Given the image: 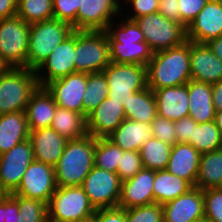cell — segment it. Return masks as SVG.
<instances>
[{
    "mask_svg": "<svg viewBox=\"0 0 222 222\" xmlns=\"http://www.w3.org/2000/svg\"><path fill=\"white\" fill-rule=\"evenodd\" d=\"M146 75L147 87L152 91L187 84L191 80L190 41L153 53Z\"/></svg>",
    "mask_w": 222,
    "mask_h": 222,
    "instance_id": "6da1fadb",
    "label": "cell"
},
{
    "mask_svg": "<svg viewBox=\"0 0 222 222\" xmlns=\"http://www.w3.org/2000/svg\"><path fill=\"white\" fill-rule=\"evenodd\" d=\"M116 25L111 22L105 30L111 62L146 66L153 52L145 42L138 24L135 20L123 19Z\"/></svg>",
    "mask_w": 222,
    "mask_h": 222,
    "instance_id": "7a4b0ae2",
    "label": "cell"
},
{
    "mask_svg": "<svg viewBox=\"0 0 222 222\" xmlns=\"http://www.w3.org/2000/svg\"><path fill=\"white\" fill-rule=\"evenodd\" d=\"M95 138L91 135L68 140L54 167L57 187L82 186L94 167Z\"/></svg>",
    "mask_w": 222,
    "mask_h": 222,
    "instance_id": "3957f363",
    "label": "cell"
},
{
    "mask_svg": "<svg viewBox=\"0 0 222 222\" xmlns=\"http://www.w3.org/2000/svg\"><path fill=\"white\" fill-rule=\"evenodd\" d=\"M95 212L82 186L57 187L47 204L48 222H90Z\"/></svg>",
    "mask_w": 222,
    "mask_h": 222,
    "instance_id": "277c9868",
    "label": "cell"
},
{
    "mask_svg": "<svg viewBox=\"0 0 222 222\" xmlns=\"http://www.w3.org/2000/svg\"><path fill=\"white\" fill-rule=\"evenodd\" d=\"M38 86L35 70L8 68L0 75V115L25 111Z\"/></svg>",
    "mask_w": 222,
    "mask_h": 222,
    "instance_id": "5b68a950",
    "label": "cell"
},
{
    "mask_svg": "<svg viewBox=\"0 0 222 222\" xmlns=\"http://www.w3.org/2000/svg\"><path fill=\"white\" fill-rule=\"evenodd\" d=\"M76 72L100 73L110 63L109 43L105 31L75 30Z\"/></svg>",
    "mask_w": 222,
    "mask_h": 222,
    "instance_id": "8992f818",
    "label": "cell"
},
{
    "mask_svg": "<svg viewBox=\"0 0 222 222\" xmlns=\"http://www.w3.org/2000/svg\"><path fill=\"white\" fill-rule=\"evenodd\" d=\"M72 32L73 28L69 23L54 18L32 23L27 68L35 70Z\"/></svg>",
    "mask_w": 222,
    "mask_h": 222,
    "instance_id": "52a82bcc",
    "label": "cell"
},
{
    "mask_svg": "<svg viewBox=\"0 0 222 222\" xmlns=\"http://www.w3.org/2000/svg\"><path fill=\"white\" fill-rule=\"evenodd\" d=\"M30 25L17 15L0 20V57L9 68H27Z\"/></svg>",
    "mask_w": 222,
    "mask_h": 222,
    "instance_id": "ba28073f",
    "label": "cell"
},
{
    "mask_svg": "<svg viewBox=\"0 0 222 222\" xmlns=\"http://www.w3.org/2000/svg\"><path fill=\"white\" fill-rule=\"evenodd\" d=\"M153 53L182 45L187 41L186 28L159 12L135 19Z\"/></svg>",
    "mask_w": 222,
    "mask_h": 222,
    "instance_id": "9c48e42d",
    "label": "cell"
},
{
    "mask_svg": "<svg viewBox=\"0 0 222 222\" xmlns=\"http://www.w3.org/2000/svg\"><path fill=\"white\" fill-rule=\"evenodd\" d=\"M102 72L108 84V98L121 106L135 92L147 87L146 66L111 62Z\"/></svg>",
    "mask_w": 222,
    "mask_h": 222,
    "instance_id": "30bf717a",
    "label": "cell"
},
{
    "mask_svg": "<svg viewBox=\"0 0 222 222\" xmlns=\"http://www.w3.org/2000/svg\"><path fill=\"white\" fill-rule=\"evenodd\" d=\"M122 181L117 173L93 167L82 187L95 209L118 207Z\"/></svg>",
    "mask_w": 222,
    "mask_h": 222,
    "instance_id": "8fae6325",
    "label": "cell"
},
{
    "mask_svg": "<svg viewBox=\"0 0 222 222\" xmlns=\"http://www.w3.org/2000/svg\"><path fill=\"white\" fill-rule=\"evenodd\" d=\"M33 160V148L28 139L0 155V189L4 194H11L18 188Z\"/></svg>",
    "mask_w": 222,
    "mask_h": 222,
    "instance_id": "7c38bea8",
    "label": "cell"
},
{
    "mask_svg": "<svg viewBox=\"0 0 222 222\" xmlns=\"http://www.w3.org/2000/svg\"><path fill=\"white\" fill-rule=\"evenodd\" d=\"M56 189L54 167L34 159L25 171L20 185L12 194L48 204Z\"/></svg>",
    "mask_w": 222,
    "mask_h": 222,
    "instance_id": "4fadbf2b",
    "label": "cell"
},
{
    "mask_svg": "<svg viewBox=\"0 0 222 222\" xmlns=\"http://www.w3.org/2000/svg\"><path fill=\"white\" fill-rule=\"evenodd\" d=\"M74 53L75 30L35 69L38 85L44 87L53 80L76 73Z\"/></svg>",
    "mask_w": 222,
    "mask_h": 222,
    "instance_id": "5bb4252c",
    "label": "cell"
},
{
    "mask_svg": "<svg viewBox=\"0 0 222 222\" xmlns=\"http://www.w3.org/2000/svg\"><path fill=\"white\" fill-rule=\"evenodd\" d=\"M87 85V73H72L56 79L44 87L52 95L57 106L84 116L83 98Z\"/></svg>",
    "mask_w": 222,
    "mask_h": 222,
    "instance_id": "9a60e30c",
    "label": "cell"
},
{
    "mask_svg": "<svg viewBox=\"0 0 222 222\" xmlns=\"http://www.w3.org/2000/svg\"><path fill=\"white\" fill-rule=\"evenodd\" d=\"M120 0H82L77 11V30L105 31L107 26L122 16ZM121 5V6H120Z\"/></svg>",
    "mask_w": 222,
    "mask_h": 222,
    "instance_id": "2e32d148",
    "label": "cell"
},
{
    "mask_svg": "<svg viewBox=\"0 0 222 222\" xmlns=\"http://www.w3.org/2000/svg\"><path fill=\"white\" fill-rule=\"evenodd\" d=\"M162 208L163 222H204L203 190L193 187Z\"/></svg>",
    "mask_w": 222,
    "mask_h": 222,
    "instance_id": "e0dca14e",
    "label": "cell"
},
{
    "mask_svg": "<svg viewBox=\"0 0 222 222\" xmlns=\"http://www.w3.org/2000/svg\"><path fill=\"white\" fill-rule=\"evenodd\" d=\"M222 35V3L209 0L186 28L187 40L207 43Z\"/></svg>",
    "mask_w": 222,
    "mask_h": 222,
    "instance_id": "ac0fdd59",
    "label": "cell"
},
{
    "mask_svg": "<svg viewBox=\"0 0 222 222\" xmlns=\"http://www.w3.org/2000/svg\"><path fill=\"white\" fill-rule=\"evenodd\" d=\"M154 178V170L142 168L133 178L123 181L118 207L131 209L154 203Z\"/></svg>",
    "mask_w": 222,
    "mask_h": 222,
    "instance_id": "d6986e66",
    "label": "cell"
},
{
    "mask_svg": "<svg viewBox=\"0 0 222 222\" xmlns=\"http://www.w3.org/2000/svg\"><path fill=\"white\" fill-rule=\"evenodd\" d=\"M125 119L124 107L107 97L87 115V133L96 139L107 138Z\"/></svg>",
    "mask_w": 222,
    "mask_h": 222,
    "instance_id": "ffe728a7",
    "label": "cell"
},
{
    "mask_svg": "<svg viewBox=\"0 0 222 222\" xmlns=\"http://www.w3.org/2000/svg\"><path fill=\"white\" fill-rule=\"evenodd\" d=\"M190 72L191 79L214 84L222 80V61L206 43L190 41Z\"/></svg>",
    "mask_w": 222,
    "mask_h": 222,
    "instance_id": "44dd1931",
    "label": "cell"
},
{
    "mask_svg": "<svg viewBox=\"0 0 222 222\" xmlns=\"http://www.w3.org/2000/svg\"><path fill=\"white\" fill-rule=\"evenodd\" d=\"M28 140L33 148L34 159L52 167L58 163L68 141L51 127L31 130Z\"/></svg>",
    "mask_w": 222,
    "mask_h": 222,
    "instance_id": "7402d4cb",
    "label": "cell"
},
{
    "mask_svg": "<svg viewBox=\"0 0 222 222\" xmlns=\"http://www.w3.org/2000/svg\"><path fill=\"white\" fill-rule=\"evenodd\" d=\"M157 115L177 121L189 116V94L187 84L164 87L153 91Z\"/></svg>",
    "mask_w": 222,
    "mask_h": 222,
    "instance_id": "603a6c76",
    "label": "cell"
},
{
    "mask_svg": "<svg viewBox=\"0 0 222 222\" xmlns=\"http://www.w3.org/2000/svg\"><path fill=\"white\" fill-rule=\"evenodd\" d=\"M200 156L201 153L189 143H176L172 147L166 170L195 187Z\"/></svg>",
    "mask_w": 222,
    "mask_h": 222,
    "instance_id": "cb8c5ba5",
    "label": "cell"
},
{
    "mask_svg": "<svg viewBox=\"0 0 222 222\" xmlns=\"http://www.w3.org/2000/svg\"><path fill=\"white\" fill-rule=\"evenodd\" d=\"M57 105L45 87L38 88L31 94L25 109L29 130L50 127Z\"/></svg>",
    "mask_w": 222,
    "mask_h": 222,
    "instance_id": "d4e9b609",
    "label": "cell"
},
{
    "mask_svg": "<svg viewBox=\"0 0 222 222\" xmlns=\"http://www.w3.org/2000/svg\"><path fill=\"white\" fill-rule=\"evenodd\" d=\"M151 137V123L125 119L107 138L123 151H140Z\"/></svg>",
    "mask_w": 222,
    "mask_h": 222,
    "instance_id": "484cf974",
    "label": "cell"
},
{
    "mask_svg": "<svg viewBox=\"0 0 222 222\" xmlns=\"http://www.w3.org/2000/svg\"><path fill=\"white\" fill-rule=\"evenodd\" d=\"M189 116L197 123L214 121L215 107L212 101V84L191 79L187 83Z\"/></svg>",
    "mask_w": 222,
    "mask_h": 222,
    "instance_id": "4316f807",
    "label": "cell"
},
{
    "mask_svg": "<svg viewBox=\"0 0 222 222\" xmlns=\"http://www.w3.org/2000/svg\"><path fill=\"white\" fill-rule=\"evenodd\" d=\"M30 134L25 111L0 115V155L18 143L27 140Z\"/></svg>",
    "mask_w": 222,
    "mask_h": 222,
    "instance_id": "83f0119b",
    "label": "cell"
},
{
    "mask_svg": "<svg viewBox=\"0 0 222 222\" xmlns=\"http://www.w3.org/2000/svg\"><path fill=\"white\" fill-rule=\"evenodd\" d=\"M193 186L166 169L155 171L153 182L154 203L165 204L188 192Z\"/></svg>",
    "mask_w": 222,
    "mask_h": 222,
    "instance_id": "f1b7e54d",
    "label": "cell"
},
{
    "mask_svg": "<svg viewBox=\"0 0 222 222\" xmlns=\"http://www.w3.org/2000/svg\"><path fill=\"white\" fill-rule=\"evenodd\" d=\"M123 107L128 120L151 123L157 115L156 100L153 91L148 87L135 92Z\"/></svg>",
    "mask_w": 222,
    "mask_h": 222,
    "instance_id": "f546056e",
    "label": "cell"
},
{
    "mask_svg": "<svg viewBox=\"0 0 222 222\" xmlns=\"http://www.w3.org/2000/svg\"><path fill=\"white\" fill-rule=\"evenodd\" d=\"M50 127L67 140H78L88 134L86 118L82 114L59 106Z\"/></svg>",
    "mask_w": 222,
    "mask_h": 222,
    "instance_id": "4dcf8cb0",
    "label": "cell"
},
{
    "mask_svg": "<svg viewBox=\"0 0 222 222\" xmlns=\"http://www.w3.org/2000/svg\"><path fill=\"white\" fill-rule=\"evenodd\" d=\"M222 185V148L203 153L195 187L201 190L219 188Z\"/></svg>",
    "mask_w": 222,
    "mask_h": 222,
    "instance_id": "1f68e13d",
    "label": "cell"
},
{
    "mask_svg": "<svg viewBox=\"0 0 222 222\" xmlns=\"http://www.w3.org/2000/svg\"><path fill=\"white\" fill-rule=\"evenodd\" d=\"M172 147L152 136L141 146L139 151L143 168L154 171L166 169Z\"/></svg>",
    "mask_w": 222,
    "mask_h": 222,
    "instance_id": "d6a6232c",
    "label": "cell"
},
{
    "mask_svg": "<svg viewBox=\"0 0 222 222\" xmlns=\"http://www.w3.org/2000/svg\"><path fill=\"white\" fill-rule=\"evenodd\" d=\"M188 143L201 154L215 151L222 148V133L214 121L197 123Z\"/></svg>",
    "mask_w": 222,
    "mask_h": 222,
    "instance_id": "836d02e7",
    "label": "cell"
},
{
    "mask_svg": "<svg viewBox=\"0 0 222 222\" xmlns=\"http://www.w3.org/2000/svg\"><path fill=\"white\" fill-rule=\"evenodd\" d=\"M123 150L108 138H95L94 166L117 173Z\"/></svg>",
    "mask_w": 222,
    "mask_h": 222,
    "instance_id": "e575fe53",
    "label": "cell"
},
{
    "mask_svg": "<svg viewBox=\"0 0 222 222\" xmlns=\"http://www.w3.org/2000/svg\"><path fill=\"white\" fill-rule=\"evenodd\" d=\"M84 93V117L98 107L108 97V84L103 72L87 74V85Z\"/></svg>",
    "mask_w": 222,
    "mask_h": 222,
    "instance_id": "d590c367",
    "label": "cell"
},
{
    "mask_svg": "<svg viewBox=\"0 0 222 222\" xmlns=\"http://www.w3.org/2000/svg\"><path fill=\"white\" fill-rule=\"evenodd\" d=\"M16 15L30 24L53 19V0H18Z\"/></svg>",
    "mask_w": 222,
    "mask_h": 222,
    "instance_id": "8d00e7d4",
    "label": "cell"
},
{
    "mask_svg": "<svg viewBox=\"0 0 222 222\" xmlns=\"http://www.w3.org/2000/svg\"><path fill=\"white\" fill-rule=\"evenodd\" d=\"M17 222H48L47 204L37 199L19 196Z\"/></svg>",
    "mask_w": 222,
    "mask_h": 222,
    "instance_id": "74e56055",
    "label": "cell"
},
{
    "mask_svg": "<svg viewBox=\"0 0 222 222\" xmlns=\"http://www.w3.org/2000/svg\"><path fill=\"white\" fill-rule=\"evenodd\" d=\"M204 222H222V190L209 188L203 190Z\"/></svg>",
    "mask_w": 222,
    "mask_h": 222,
    "instance_id": "f35d334b",
    "label": "cell"
},
{
    "mask_svg": "<svg viewBox=\"0 0 222 222\" xmlns=\"http://www.w3.org/2000/svg\"><path fill=\"white\" fill-rule=\"evenodd\" d=\"M127 222H163L161 204L152 203L131 209H126Z\"/></svg>",
    "mask_w": 222,
    "mask_h": 222,
    "instance_id": "ab89813d",
    "label": "cell"
},
{
    "mask_svg": "<svg viewBox=\"0 0 222 222\" xmlns=\"http://www.w3.org/2000/svg\"><path fill=\"white\" fill-rule=\"evenodd\" d=\"M143 168L139 151H123L120 163L117 166V175L123 182L133 178Z\"/></svg>",
    "mask_w": 222,
    "mask_h": 222,
    "instance_id": "60d3db41",
    "label": "cell"
},
{
    "mask_svg": "<svg viewBox=\"0 0 222 222\" xmlns=\"http://www.w3.org/2000/svg\"><path fill=\"white\" fill-rule=\"evenodd\" d=\"M82 0H53V18L69 23L77 30V11Z\"/></svg>",
    "mask_w": 222,
    "mask_h": 222,
    "instance_id": "b9f144b4",
    "label": "cell"
},
{
    "mask_svg": "<svg viewBox=\"0 0 222 222\" xmlns=\"http://www.w3.org/2000/svg\"><path fill=\"white\" fill-rule=\"evenodd\" d=\"M152 136L164 143L174 146L177 143V137L174 133V121L156 115V118L151 122Z\"/></svg>",
    "mask_w": 222,
    "mask_h": 222,
    "instance_id": "7bdbcfd3",
    "label": "cell"
},
{
    "mask_svg": "<svg viewBox=\"0 0 222 222\" xmlns=\"http://www.w3.org/2000/svg\"><path fill=\"white\" fill-rule=\"evenodd\" d=\"M209 0H178L181 24L187 28Z\"/></svg>",
    "mask_w": 222,
    "mask_h": 222,
    "instance_id": "ee69618b",
    "label": "cell"
},
{
    "mask_svg": "<svg viewBox=\"0 0 222 222\" xmlns=\"http://www.w3.org/2000/svg\"><path fill=\"white\" fill-rule=\"evenodd\" d=\"M122 2L126 5L129 3L128 7H132L131 9H133L130 11L133 14L129 16V13H127V19L135 20L141 16L157 13L160 0H123Z\"/></svg>",
    "mask_w": 222,
    "mask_h": 222,
    "instance_id": "f6af8a7d",
    "label": "cell"
},
{
    "mask_svg": "<svg viewBox=\"0 0 222 222\" xmlns=\"http://www.w3.org/2000/svg\"><path fill=\"white\" fill-rule=\"evenodd\" d=\"M90 222H127L126 209L120 207L96 209Z\"/></svg>",
    "mask_w": 222,
    "mask_h": 222,
    "instance_id": "bcb514c9",
    "label": "cell"
},
{
    "mask_svg": "<svg viewBox=\"0 0 222 222\" xmlns=\"http://www.w3.org/2000/svg\"><path fill=\"white\" fill-rule=\"evenodd\" d=\"M19 216V196L2 194V217L4 222H17Z\"/></svg>",
    "mask_w": 222,
    "mask_h": 222,
    "instance_id": "7dc6e473",
    "label": "cell"
},
{
    "mask_svg": "<svg viewBox=\"0 0 222 222\" xmlns=\"http://www.w3.org/2000/svg\"><path fill=\"white\" fill-rule=\"evenodd\" d=\"M196 125L197 122L191 116L174 121V133L177 137V143H188L193 137V127Z\"/></svg>",
    "mask_w": 222,
    "mask_h": 222,
    "instance_id": "c3c4849f",
    "label": "cell"
},
{
    "mask_svg": "<svg viewBox=\"0 0 222 222\" xmlns=\"http://www.w3.org/2000/svg\"><path fill=\"white\" fill-rule=\"evenodd\" d=\"M158 12L165 18L181 24V16L178 10V0H160Z\"/></svg>",
    "mask_w": 222,
    "mask_h": 222,
    "instance_id": "681fc988",
    "label": "cell"
},
{
    "mask_svg": "<svg viewBox=\"0 0 222 222\" xmlns=\"http://www.w3.org/2000/svg\"><path fill=\"white\" fill-rule=\"evenodd\" d=\"M17 1L18 0H0V20L16 15Z\"/></svg>",
    "mask_w": 222,
    "mask_h": 222,
    "instance_id": "f907efd6",
    "label": "cell"
},
{
    "mask_svg": "<svg viewBox=\"0 0 222 222\" xmlns=\"http://www.w3.org/2000/svg\"><path fill=\"white\" fill-rule=\"evenodd\" d=\"M212 101L215 111H222V80L212 84Z\"/></svg>",
    "mask_w": 222,
    "mask_h": 222,
    "instance_id": "816d5d0a",
    "label": "cell"
},
{
    "mask_svg": "<svg viewBox=\"0 0 222 222\" xmlns=\"http://www.w3.org/2000/svg\"><path fill=\"white\" fill-rule=\"evenodd\" d=\"M206 44L214 55L222 61V35L209 40Z\"/></svg>",
    "mask_w": 222,
    "mask_h": 222,
    "instance_id": "f5cc1de1",
    "label": "cell"
},
{
    "mask_svg": "<svg viewBox=\"0 0 222 222\" xmlns=\"http://www.w3.org/2000/svg\"><path fill=\"white\" fill-rule=\"evenodd\" d=\"M214 123L222 133V111H215Z\"/></svg>",
    "mask_w": 222,
    "mask_h": 222,
    "instance_id": "db71d44e",
    "label": "cell"
},
{
    "mask_svg": "<svg viewBox=\"0 0 222 222\" xmlns=\"http://www.w3.org/2000/svg\"><path fill=\"white\" fill-rule=\"evenodd\" d=\"M9 67L3 62L0 57V75L3 74Z\"/></svg>",
    "mask_w": 222,
    "mask_h": 222,
    "instance_id": "11a10c76",
    "label": "cell"
},
{
    "mask_svg": "<svg viewBox=\"0 0 222 222\" xmlns=\"http://www.w3.org/2000/svg\"><path fill=\"white\" fill-rule=\"evenodd\" d=\"M0 222H4L2 217V195L0 196Z\"/></svg>",
    "mask_w": 222,
    "mask_h": 222,
    "instance_id": "9f6ffc18",
    "label": "cell"
}]
</instances>
